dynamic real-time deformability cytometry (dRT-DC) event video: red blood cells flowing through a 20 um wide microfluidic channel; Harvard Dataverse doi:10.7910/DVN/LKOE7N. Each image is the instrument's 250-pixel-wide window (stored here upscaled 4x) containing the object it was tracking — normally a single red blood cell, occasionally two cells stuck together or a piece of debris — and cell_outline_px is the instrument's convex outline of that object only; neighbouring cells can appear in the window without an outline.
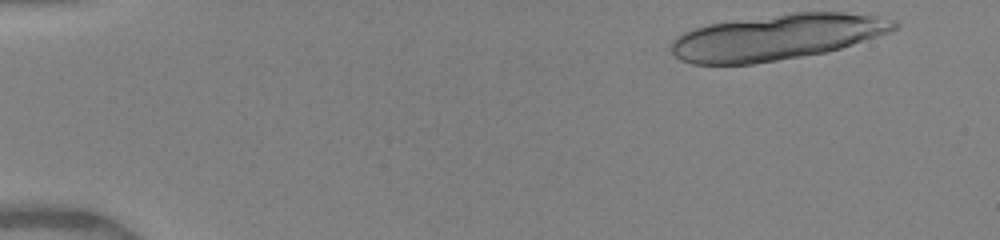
{"species": "human", "species_latin": "Homo sapiens", "temperature_condition": "warm", "stored_images_in_passage": 18, "camera_frame_rate_fps": 3000, "um_per_image_px": 0.085, "donor": {"sex": "female"}, "frame": {"image": 1, "passage_image": 1, "time_ms": 0.0, "image_size_px": [1000, 240], "cell_outline_px": [[900, 24], [896, 28], [888, 32], [828, 52], [752, 64], [692, 64], [680, 60], [668, 48], [672, 40], [676, 36], [692, 28], [708, 24], [792, 12], [844, 12], [872, 16], [896, 20]], "centroid_in_image_um": [65.96, 3.16], "position_along_channel_um": 19.0, "area_um2": 59.25}}